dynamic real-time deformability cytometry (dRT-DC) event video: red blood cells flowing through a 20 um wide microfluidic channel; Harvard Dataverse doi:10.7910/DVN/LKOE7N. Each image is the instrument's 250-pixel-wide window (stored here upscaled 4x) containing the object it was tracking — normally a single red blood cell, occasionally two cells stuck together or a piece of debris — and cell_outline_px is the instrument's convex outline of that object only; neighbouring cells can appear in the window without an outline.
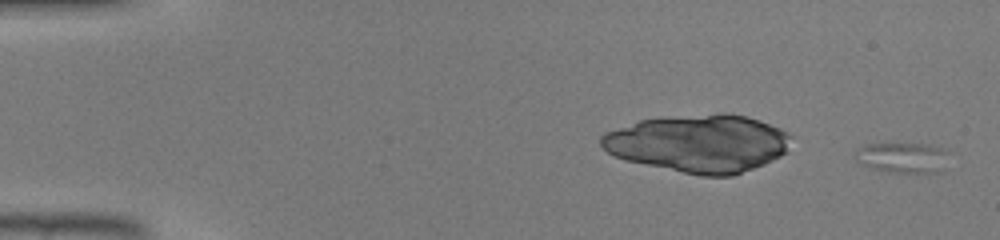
{"species": "common noctule bat (a hibernating species)", "species_latin": "Nyctalus noctula", "temperature_condition": "warm", "stored_images_in_passage": 36, "camera_frame_rate_fps": 3000, "um_per_image_px": 0.085, "animal": {"sex": "male", "body_mass_g": 19.0, "forearm_length_mm": 50.8}, "frame": {"image": 1, "passage_image": 1, "time_ms": 0.0, "image_size_px": [1000, 240], "cell_outline_px": [[948, 152], [940, 172], [888, 172], [872, 168], [856, 160], [856, 148], [864, 144], [928, 144], [940, 148]], "centroid_in_image_um": [76.68, 13.38], "position_along_channel_um": 8.3, "area_um2": 16.24}}